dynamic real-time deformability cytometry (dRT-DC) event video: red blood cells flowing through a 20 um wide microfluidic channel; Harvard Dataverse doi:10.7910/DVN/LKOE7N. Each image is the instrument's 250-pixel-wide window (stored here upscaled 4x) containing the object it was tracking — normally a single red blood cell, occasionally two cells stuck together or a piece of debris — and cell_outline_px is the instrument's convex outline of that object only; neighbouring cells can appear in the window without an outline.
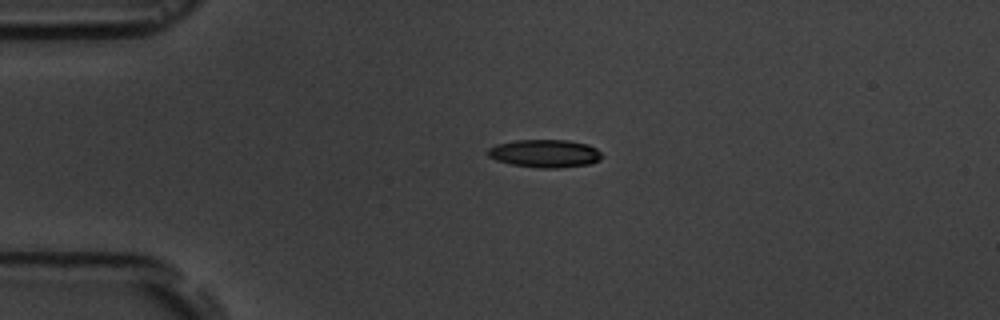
{"species": "common noctule bat (a hibernating species)", "species_latin": "Nyctalus noctula", "temperature_condition": "room temperature", "stored_images_in_passage": 3, "camera_frame_rate_fps": 3000, "um_per_image_px": 0.085, "animal": {"sex": "male", "body_mass_g": 19.5, "forearm_length_mm": 54.6}, "frame": {"image": 1, "passage_image": 2, "time_ms": 1.0, "image_size_px": [1000, 320], "cell_outline_px": [[604, 156], [600, 160], [588, 164], [560, 168], [540, 168], [512, 164], [496, 160], [488, 156], [484, 152], [488, 148], [496, 144], [516, 140], [568, 140], [588, 144], [596, 148]], "centroid_in_image_um": [46.3, 13.04], "position_along_channel_um": 38.7, "area_um2": 18.73}}